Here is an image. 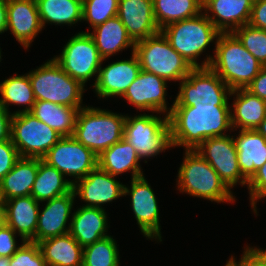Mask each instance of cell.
Returning a JSON list of instances; mask_svg holds the SVG:
<instances>
[{"mask_svg":"<svg viewBox=\"0 0 266 266\" xmlns=\"http://www.w3.org/2000/svg\"><path fill=\"white\" fill-rule=\"evenodd\" d=\"M230 106H173L168 115L171 147L195 150L208 138L233 130ZM232 129V130H231Z\"/></svg>","mask_w":266,"mask_h":266,"instance_id":"obj_1","label":"cell"},{"mask_svg":"<svg viewBox=\"0 0 266 266\" xmlns=\"http://www.w3.org/2000/svg\"><path fill=\"white\" fill-rule=\"evenodd\" d=\"M213 56H207L201 67H210L231 90L246 89L263 66L247 51L233 33H219Z\"/></svg>","mask_w":266,"mask_h":266,"instance_id":"obj_2","label":"cell"},{"mask_svg":"<svg viewBox=\"0 0 266 266\" xmlns=\"http://www.w3.org/2000/svg\"><path fill=\"white\" fill-rule=\"evenodd\" d=\"M184 154L176 181L180 192L216 203L235 201L232 191L200 154L195 150H185Z\"/></svg>","mask_w":266,"mask_h":266,"instance_id":"obj_3","label":"cell"},{"mask_svg":"<svg viewBox=\"0 0 266 266\" xmlns=\"http://www.w3.org/2000/svg\"><path fill=\"white\" fill-rule=\"evenodd\" d=\"M126 115L85 106L77 114L73 137L97 156L124 138Z\"/></svg>","mask_w":266,"mask_h":266,"instance_id":"obj_4","label":"cell"},{"mask_svg":"<svg viewBox=\"0 0 266 266\" xmlns=\"http://www.w3.org/2000/svg\"><path fill=\"white\" fill-rule=\"evenodd\" d=\"M36 101H49L74 108H84V85L70 77L55 61L46 63L28 73Z\"/></svg>","mask_w":266,"mask_h":266,"instance_id":"obj_5","label":"cell"},{"mask_svg":"<svg viewBox=\"0 0 266 266\" xmlns=\"http://www.w3.org/2000/svg\"><path fill=\"white\" fill-rule=\"evenodd\" d=\"M141 70L155 74L167 81H182L193 67L170 45L160 31L135 43Z\"/></svg>","mask_w":266,"mask_h":266,"instance_id":"obj_6","label":"cell"},{"mask_svg":"<svg viewBox=\"0 0 266 266\" xmlns=\"http://www.w3.org/2000/svg\"><path fill=\"white\" fill-rule=\"evenodd\" d=\"M160 31L172 48L193 68L201 67V63H198L197 59L220 33L204 12L190 19L171 23Z\"/></svg>","mask_w":266,"mask_h":266,"instance_id":"obj_7","label":"cell"},{"mask_svg":"<svg viewBox=\"0 0 266 266\" xmlns=\"http://www.w3.org/2000/svg\"><path fill=\"white\" fill-rule=\"evenodd\" d=\"M172 106H230L231 89L210 68H193L180 83Z\"/></svg>","mask_w":266,"mask_h":266,"instance_id":"obj_8","label":"cell"},{"mask_svg":"<svg viewBox=\"0 0 266 266\" xmlns=\"http://www.w3.org/2000/svg\"><path fill=\"white\" fill-rule=\"evenodd\" d=\"M124 139L136 150L140 159L154 157L171 148L168 116L126 115Z\"/></svg>","mask_w":266,"mask_h":266,"instance_id":"obj_9","label":"cell"},{"mask_svg":"<svg viewBox=\"0 0 266 266\" xmlns=\"http://www.w3.org/2000/svg\"><path fill=\"white\" fill-rule=\"evenodd\" d=\"M61 136L30 112L12 115L10 139L20 157L42 159Z\"/></svg>","mask_w":266,"mask_h":266,"instance_id":"obj_10","label":"cell"},{"mask_svg":"<svg viewBox=\"0 0 266 266\" xmlns=\"http://www.w3.org/2000/svg\"><path fill=\"white\" fill-rule=\"evenodd\" d=\"M54 61L73 79L84 86L95 76L97 80L104 59L100 56L93 38L88 32H79L72 36Z\"/></svg>","mask_w":266,"mask_h":266,"instance_id":"obj_11","label":"cell"},{"mask_svg":"<svg viewBox=\"0 0 266 266\" xmlns=\"http://www.w3.org/2000/svg\"><path fill=\"white\" fill-rule=\"evenodd\" d=\"M42 160L64 176L75 178L72 184L98 166V156L73 136L61 137Z\"/></svg>","mask_w":266,"mask_h":266,"instance_id":"obj_12","label":"cell"},{"mask_svg":"<svg viewBox=\"0 0 266 266\" xmlns=\"http://www.w3.org/2000/svg\"><path fill=\"white\" fill-rule=\"evenodd\" d=\"M195 151L210 164L230 190L237 183L241 186L248 183L241 174L232 136L224 135L208 138Z\"/></svg>","mask_w":266,"mask_h":266,"instance_id":"obj_13","label":"cell"},{"mask_svg":"<svg viewBox=\"0 0 266 266\" xmlns=\"http://www.w3.org/2000/svg\"><path fill=\"white\" fill-rule=\"evenodd\" d=\"M126 195H131L132 211L143 236L162 241L157 198L144 175L131 179L129 188L124 185Z\"/></svg>","mask_w":266,"mask_h":266,"instance_id":"obj_14","label":"cell"},{"mask_svg":"<svg viewBox=\"0 0 266 266\" xmlns=\"http://www.w3.org/2000/svg\"><path fill=\"white\" fill-rule=\"evenodd\" d=\"M166 93L167 80L141 70L122 98L141 111L148 110L157 114L164 113V115L166 112V116H168L173 106L167 108Z\"/></svg>","mask_w":266,"mask_h":266,"instance_id":"obj_15","label":"cell"},{"mask_svg":"<svg viewBox=\"0 0 266 266\" xmlns=\"http://www.w3.org/2000/svg\"><path fill=\"white\" fill-rule=\"evenodd\" d=\"M72 189L80 200L87 203L84 205L86 207L103 208L102 204L124 196V184L98 166L84 178L74 182Z\"/></svg>","mask_w":266,"mask_h":266,"instance_id":"obj_16","label":"cell"},{"mask_svg":"<svg viewBox=\"0 0 266 266\" xmlns=\"http://www.w3.org/2000/svg\"><path fill=\"white\" fill-rule=\"evenodd\" d=\"M128 60H117L106 67L100 66L97 80L93 84L99 98L122 97L141 71L137 55L132 52Z\"/></svg>","mask_w":266,"mask_h":266,"instance_id":"obj_17","label":"cell"},{"mask_svg":"<svg viewBox=\"0 0 266 266\" xmlns=\"http://www.w3.org/2000/svg\"><path fill=\"white\" fill-rule=\"evenodd\" d=\"M117 16L134 43L160 32L152 0H119Z\"/></svg>","mask_w":266,"mask_h":266,"instance_id":"obj_18","label":"cell"},{"mask_svg":"<svg viewBox=\"0 0 266 266\" xmlns=\"http://www.w3.org/2000/svg\"><path fill=\"white\" fill-rule=\"evenodd\" d=\"M6 31L27 49L43 27L35 0H8Z\"/></svg>","mask_w":266,"mask_h":266,"instance_id":"obj_19","label":"cell"},{"mask_svg":"<svg viewBox=\"0 0 266 266\" xmlns=\"http://www.w3.org/2000/svg\"><path fill=\"white\" fill-rule=\"evenodd\" d=\"M75 197V192L72 189L65 195L46 201L42 211L39 209L36 243L69 233L70 223L67 222L73 214Z\"/></svg>","mask_w":266,"mask_h":266,"instance_id":"obj_20","label":"cell"},{"mask_svg":"<svg viewBox=\"0 0 266 266\" xmlns=\"http://www.w3.org/2000/svg\"><path fill=\"white\" fill-rule=\"evenodd\" d=\"M206 17L220 33L248 24L254 0H202ZM212 13V16L209 13Z\"/></svg>","mask_w":266,"mask_h":266,"instance_id":"obj_21","label":"cell"},{"mask_svg":"<svg viewBox=\"0 0 266 266\" xmlns=\"http://www.w3.org/2000/svg\"><path fill=\"white\" fill-rule=\"evenodd\" d=\"M40 202L31 195L14 197L3 201L5 224L20 236L22 242L36 243V228Z\"/></svg>","mask_w":266,"mask_h":266,"instance_id":"obj_22","label":"cell"},{"mask_svg":"<svg viewBox=\"0 0 266 266\" xmlns=\"http://www.w3.org/2000/svg\"><path fill=\"white\" fill-rule=\"evenodd\" d=\"M107 218L104 208L80 206L70 218L69 234L84 248L110 236Z\"/></svg>","mask_w":266,"mask_h":266,"instance_id":"obj_23","label":"cell"},{"mask_svg":"<svg viewBox=\"0 0 266 266\" xmlns=\"http://www.w3.org/2000/svg\"><path fill=\"white\" fill-rule=\"evenodd\" d=\"M232 137L241 174L249 181L266 163V138L256 130H239V135Z\"/></svg>","mask_w":266,"mask_h":266,"instance_id":"obj_24","label":"cell"},{"mask_svg":"<svg viewBox=\"0 0 266 266\" xmlns=\"http://www.w3.org/2000/svg\"><path fill=\"white\" fill-rule=\"evenodd\" d=\"M236 96L231 110V125L233 130H256L266 119V100L251 94L246 89L232 90L230 96ZM232 110L233 113H232ZM235 128V129H234Z\"/></svg>","mask_w":266,"mask_h":266,"instance_id":"obj_25","label":"cell"},{"mask_svg":"<svg viewBox=\"0 0 266 266\" xmlns=\"http://www.w3.org/2000/svg\"><path fill=\"white\" fill-rule=\"evenodd\" d=\"M140 160L135 148L122 138L98 156V167L115 177L130 170L133 179L144 175Z\"/></svg>","mask_w":266,"mask_h":266,"instance_id":"obj_26","label":"cell"},{"mask_svg":"<svg viewBox=\"0 0 266 266\" xmlns=\"http://www.w3.org/2000/svg\"><path fill=\"white\" fill-rule=\"evenodd\" d=\"M39 167V158L21 157L0 181L2 201L31 195Z\"/></svg>","mask_w":266,"mask_h":266,"instance_id":"obj_27","label":"cell"},{"mask_svg":"<svg viewBox=\"0 0 266 266\" xmlns=\"http://www.w3.org/2000/svg\"><path fill=\"white\" fill-rule=\"evenodd\" d=\"M88 34L93 38L99 54L104 60L128 47H131L134 52L135 43L127 34L126 28L118 16L94 27L92 33L88 32Z\"/></svg>","mask_w":266,"mask_h":266,"instance_id":"obj_28","label":"cell"},{"mask_svg":"<svg viewBox=\"0 0 266 266\" xmlns=\"http://www.w3.org/2000/svg\"><path fill=\"white\" fill-rule=\"evenodd\" d=\"M38 244L48 266H82L83 248L69 233Z\"/></svg>","mask_w":266,"mask_h":266,"instance_id":"obj_29","label":"cell"},{"mask_svg":"<svg viewBox=\"0 0 266 266\" xmlns=\"http://www.w3.org/2000/svg\"><path fill=\"white\" fill-rule=\"evenodd\" d=\"M80 109L49 101H36L30 113L64 137L73 136Z\"/></svg>","mask_w":266,"mask_h":266,"instance_id":"obj_30","label":"cell"},{"mask_svg":"<svg viewBox=\"0 0 266 266\" xmlns=\"http://www.w3.org/2000/svg\"><path fill=\"white\" fill-rule=\"evenodd\" d=\"M73 188L71 179L48 165L39 158V167L31 191V196L38 202H45L69 193Z\"/></svg>","mask_w":266,"mask_h":266,"instance_id":"obj_31","label":"cell"},{"mask_svg":"<svg viewBox=\"0 0 266 266\" xmlns=\"http://www.w3.org/2000/svg\"><path fill=\"white\" fill-rule=\"evenodd\" d=\"M42 27L45 24L68 25L82 21L83 7L78 0H35Z\"/></svg>","mask_w":266,"mask_h":266,"instance_id":"obj_32","label":"cell"},{"mask_svg":"<svg viewBox=\"0 0 266 266\" xmlns=\"http://www.w3.org/2000/svg\"><path fill=\"white\" fill-rule=\"evenodd\" d=\"M157 26L167 25L198 16L203 10L202 0H152Z\"/></svg>","mask_w":266,"mask_h":266,"instance_id":"obj_33","label":"cell"},{"mask_svg":"<svg viewBox=\"0 0 266 266\" xmlns=\"http://www.w3.org/2000/svg\"><path fill=\"white\" fill-rule=\"evenodd\" d=\"M0 104L8 111L9 105H23L24 109L13 114L30 112L36 102L28 73L25 75H13L0 83Z\"/></svg>","mask_w":266,"mask_h":266,"instance_id":"obj_34","label":"cell"},{"mask_svg":"<svg viewBox=\"0 0 266 266\" xmlns=\"http://www.w3.org/2000/svg\"><path fill=\"white\" fill-rule=\"evenodd\" d=\"M118 246L110 235L83 248L82 266H120Z\"/></svg>","mask_w":266,"mask_h":266,"instance_id":"obj_35","label":"cell"},{"mask_svg":"<svg viewBox=\"0 0 266 266\" xmlns=\"http://www.w3.org/2000/svg\"><path fill=\"white\" fill-rule=\"evenodd\" d=\"M262 66H266V30L255 28L249 24L239 27L233 32Z\"/></svg>","mask_w":266,"mask_h":266,"instance_id":"obj_36","label":"cell"},{"mask_svg":"<svg viewBox=\"0 0 266 266\" xmlns=\"http://www.w3.org/2000/svg\"><path fill=\"white\" fill-rule=\"evenodd\" d=\"M119 0H83L82 20L88 21L92 29L117 16Z\"/></svg>","mask_w":266,"mask_h":266,"instance_id":"obj_37","label":"cell"},{"mask_svg":"<svg viewBox=\"0 0 266 266\" xmlns=\"http://www.w3.org/2000/svg\"><path fill=\"white\" fill-rule=\"evenodd\" d=\"M10 266H48L38 243L25 241L10 257Z\"/></svg>","mask_w":266,"mask_h":266,"instance_id":"obj_38","label":"cell"},{"mask_svg":"<svg viewBox=\"0 0 266 266\" xmlns=\"http://www.w3.org/2000/svg\"><path fill=\"white\" fill-rule=\"evenodd\" d=\"M247 188L249 190V198L253 212L257 214V200L259 201L266 197V163L248 181Z\"/></svg>","mask_w":266,"mask_h":266,"instance_id":"obj_39","label":"cell"},{"mask_svg":"<svg viewBox=\"0 0 266 266\" xmlns=\"http://www.w3.org/2000/svg\"><path fill=\"white\" fill-rule=\"evenodd\" d=\"M20 158L11 139L0 141V181L12 170Z\"/></svg>","mask_w":266,"mask_h":266,"instance_id":"obj_40","label":"cell"},{"mask_svg":"<svg viewBox=\"0 0 266 266\" xmlns=\"http://www.w3.org/2000/svg\"><path fill=\"white\" fill-rule=\"evenodd\" d=\"M15 238L16 232L10 226L3 224L0 227V257L10 258L20 248Z\"/></svg>","mask_w":266,"mask_h":266,"instance_id":"obj_41","label":"cell"},{"mask_svg":"<svg viewBox=\"0 0 266 266\" xmlns=\"http://www.w3.org/2000/svg\"><path fill=\"white\" fill-rule=\"evenodd\" d=\"M248 24L266 30V0H254Z\"/></svg>","mask_w":266,"mask_h":266,"instance_id":"obj_42","label":"cell"},{"mask_svg":"<svg viewBox=\"0 0 266 266\" xmlns=\"http://www.w3.org/2000/svg\"><path fill=\"white\" fill-rule=\"evenodd\" d=\"M244 266H266V249L246 246L244 249Z\"/></svg>","mask_w":266,"mask_h":266,"instance_id":"obj_43","label":"cell"},{"mask_svg":"<svg viewBox=\"0 0 266 266\" xmlns=\"http://www.w3.org/2000/svg\"><path fill=\"white\" fill-rule=\"evenodd\" d=\"M246 90L260 99L266 100V66H263Z\"/></svg>","mask_w":266,"mask_h":266,"instance_id":"obj_44","label":"cell"},{"mask_svg":"<svg viewBox=\"0 0 266 266\" xmlns=\"http://www.w3.org/2000/svg\"><path fill=\"white\" fill-rule=\"evenodd\" d=\"M12 115L0 104V141L10 139Z\"/></svg>","mask_w":266,"mask_h":266,"instance_id":"obj_45","label":"cell"},{"mask_svg":"<svg viewBox=\"0 0 266 266\" xmlns=\"http://www.w3.org/2000/svg\"><path fill=\"white\" fill-rule=\"evenodd\" d=\"M6 27H7L6 0H0V34L6 31Z\"/></svg>","mask_w":266,"mask_h":266,"instance_id":"obj_46","label":"cell"},{"mask_svg":"<svg viewBox=\"0 0 266 266\" xmlns=\"http://www.w3.org/2000/svg\"><path fill=\"white\" fill-rule=\"evenodd\" d=\"M225 266H244V252L242 254L241 259L236 262L233 256L230 257V259L227 261Z\"/></svg>","mask_w":266,"mask_h":266,"instance_id":"obj_47","label":"cell"},{"mask_svg":"<svg viewBox=\"0 0 266 266\" xmlns=\"http://www.w3.org/2000/svg\"><path fill=\"white\" fill-rule=\"evenodd\" d=\"M256 131L266 138V119L260 123V125L256 128Z\"/></svg>","mask_w":266,"mask_h":266,"instance_id":"obj_48","label":"cell"},{"mask_svg":"<svg viewBox=\"0 0 266 266\" xmlns=\"http://www.w3.org/2000/svg\"><path fill=\"white\" fill-rule=\"evenodd\" d=\"M0 266H10V258L0 257Z\"/></svg>","mask_w":266,"mask_h":266,"instance_id":"obj_49","label":"cell"},{"mask_svg":"<svg viewBox=\"0 0 266 266\" xmlns=\"http://www.w3.org/2000/svg\"><path fill=\"white\" fill-rule=\"evenodd\" d=\"M5 224L4 209H0V227Z\"/></svg>","mask_w":266,"mask_h":266,"instance_id":"obj_50","label":"cell"},{"mask_svg":"<svg viewBox=\"0 0 266 266\" xmlns=\"http://www.w3.org/2000/svg\"><path fill=\"white\" fill-rule=\"evenodd\" d=\"M0 209H3V201H2V198H1V194H0Z\"/></svg>","mask_w":266,"mask_h":266,"instance_id":"obj_51","label":"cell"}]
</instances>
